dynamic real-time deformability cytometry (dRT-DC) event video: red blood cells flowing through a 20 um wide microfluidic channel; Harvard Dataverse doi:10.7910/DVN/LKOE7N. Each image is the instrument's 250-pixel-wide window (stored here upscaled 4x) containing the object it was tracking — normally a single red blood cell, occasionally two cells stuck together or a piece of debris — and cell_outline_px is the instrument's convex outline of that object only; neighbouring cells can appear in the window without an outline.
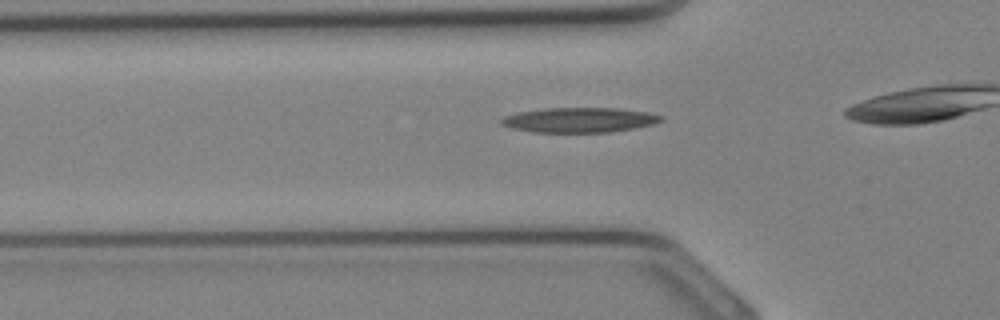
{"species": "Egyptian fruit bat (a non-hibernating species)", "species_latin": "Rousettus aegyptiacus", "temperature_condition": "cold", "stored_images_in_passage": 22, "camera_frame_rate_fps": 3000, "um_per_image_px": 0.085, "animal": {"sex": "female"}, "frame": {"image": 1, "passage_image": 7, "time_ms": 2.0, "image_size_px": [1000, 320], "cell_outline_px": [[664, 120], [656, 124], [636, 128], [612, 132], [532, 132], [512, 128], [500, 124], [500, 120], [504, 116], [520, 112], [544, 108], [616, 108], [648, 112], [664, 116]], "centroid_in_image_um": [49.3, 10.2], "position_along_channel_um": 76.5, "area_um2": 23.35}}